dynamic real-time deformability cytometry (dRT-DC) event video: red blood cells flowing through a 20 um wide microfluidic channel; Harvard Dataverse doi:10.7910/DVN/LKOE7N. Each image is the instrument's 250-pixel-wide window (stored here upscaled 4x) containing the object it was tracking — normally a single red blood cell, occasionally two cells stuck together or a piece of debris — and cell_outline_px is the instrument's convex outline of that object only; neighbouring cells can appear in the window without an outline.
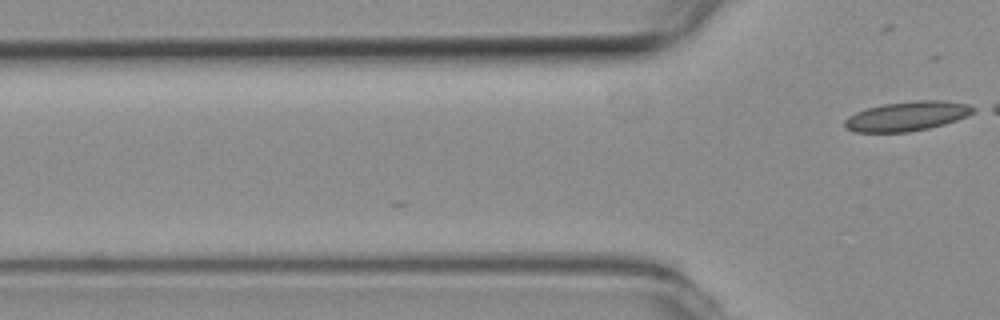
{"species": "common noctule bat (a hibernating species)", "species_latin": "Nyctalus noctula", "temperature_condition": "room temperature", "stored_images_in_passage": 3, "camera_frame_rate_fps": 3000, "um_per_image_px": 0.085, "animal": {"sex": "female", "body_mass_g": 19.3, "forearm_length_mm": 54.1}, "frame": {"image": 1, "passage_image": 3, "time_ms": 0.667, "image_size_px": [1000, 320], "cell_outline_px": [[976, 108], [972, 112], [956, 120], [944, 124], [928, 128], [908, 132], [856, 132], [844, 128], [844, 120], [848, 116], [856, 112], [868, 108], [884, 104], [916, 100], [940, 100], [968, 104]], "centroid_in_image_um": [77.06, 9.87], "position_along_channel_um": 48.7, "area_um2": 21.91}}